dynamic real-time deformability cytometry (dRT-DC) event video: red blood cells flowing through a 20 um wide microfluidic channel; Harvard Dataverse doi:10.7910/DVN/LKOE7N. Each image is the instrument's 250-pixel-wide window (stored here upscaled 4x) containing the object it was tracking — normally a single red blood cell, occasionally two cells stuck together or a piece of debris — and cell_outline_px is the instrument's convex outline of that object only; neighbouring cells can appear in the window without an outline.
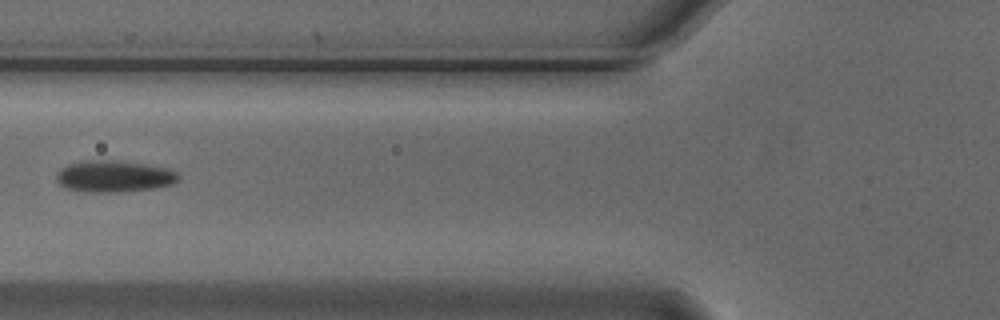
{"species": "Egyptian fruit bat (a non-hibernating species)", "species_latin": "Rousettus aegyptiacus", "temperature_condition": "cold", "stored_images_in_passage": 5, "camera_frame_rate_fps": 3000, "um_per_image_px": 0.085, "animal": {"sex": "male"}, "frame": {"image": 1, "passage_image": 4, "time_ms": 1.0, "image_size_px": [1000, 320], "cell_outline_px": [[180, 180], [172, 184], [152, 188], [116, 192], [84, 192], [64, 188], [56, 180], [56, 176], [60, 168], [68, 164], [84, 160], [116, 160], [144, 164], [168, 168], [176, 172], [180, 176]], "centroid_in_image_um": [9.67, 14.98], "position_along_channel_um": 116.1, "area_um2": 22.6}}
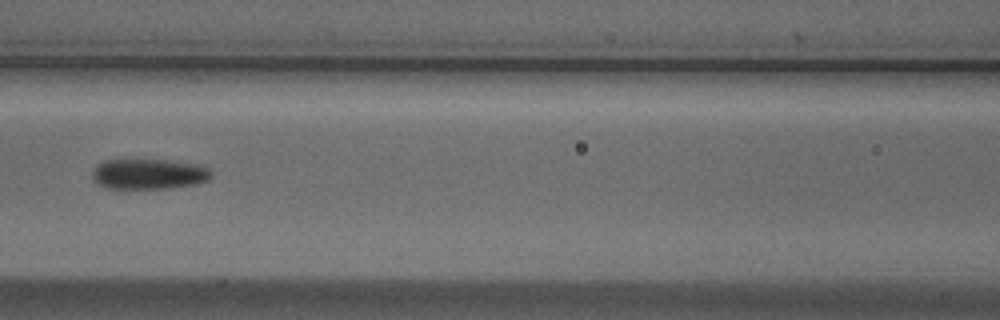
{"frame": {"image": 2, "passage_image": 5, "time_ms": 1.333, "image_size_px": [1000, 320], "cell_outline_px": [[212, 176], [208, 180], [196, 184], [168, 188], [104, 188], [92, 176], [92, 168], [96, 164], [104, 160], [120, 156], [176, 160], [204, 164], [212, 172]], "centroid_in_image_um": [12.64, 14.71], "position_along_channel_um": 154.0, "area_um2": 22.43}}